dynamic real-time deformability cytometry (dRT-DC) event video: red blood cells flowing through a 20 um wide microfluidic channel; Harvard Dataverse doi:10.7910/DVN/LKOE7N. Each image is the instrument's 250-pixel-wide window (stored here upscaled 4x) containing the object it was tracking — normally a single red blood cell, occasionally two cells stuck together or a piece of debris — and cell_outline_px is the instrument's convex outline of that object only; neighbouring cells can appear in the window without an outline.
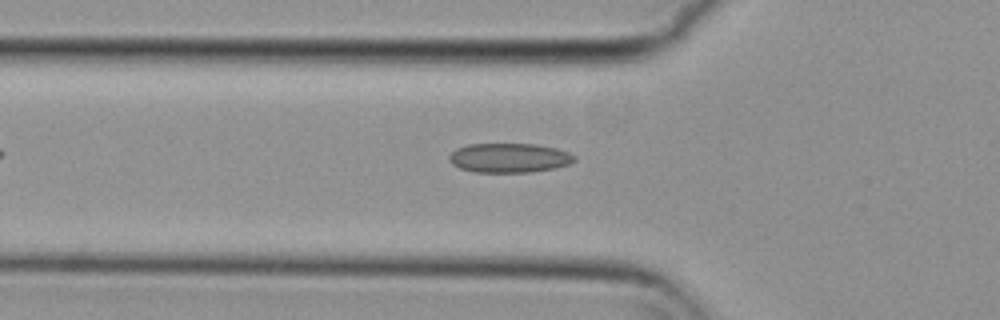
{"species": "common noctule bat (a hibernating species)", "species_latin": "Nyctalus noctula", "temperature_condition": "cold", "stored_images_in_passage": 42, "camera_frame_rate_fps": 3000, "um_per_image_px": 0.085, "animal": {"sex": "female", "body_mass_g": 29.2, "forearm_length_mm": 56.3}, "frame": {"image": 1, "passage_image": 6, "time_ms": 1.667, "image_size_px": [1000, 320], "cell_outline_px": [[576, 160], [568, 164], [552, 168], [528, 172], [472, 172], [460, 168], [452, 164], [448, 160], [448, 156], [456, 148], [468, 144], [536, 144], [556, 148], [568, 152], [576, 156]], "centroid_in_image_um": [43.25, 13.41], "position_along_channel_um": 82.6, "area_um2": 21.44}}
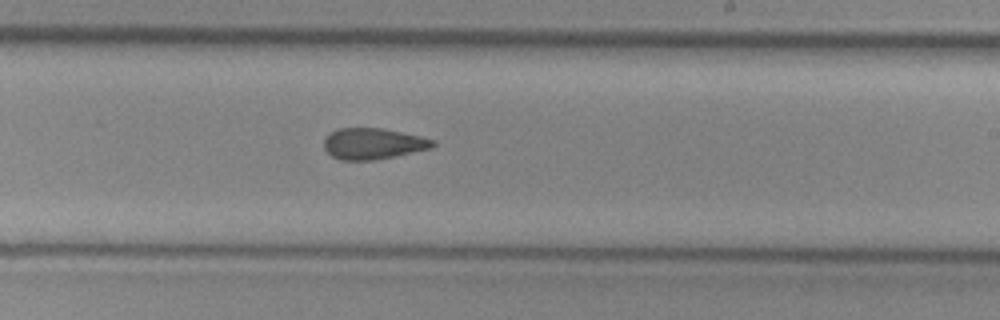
{"frame": {"image": 2, "passage_image": 20, "time_ms": 6.333, "image_size_px": [1000, 320], "cell_outline_px": [[436, 144], [432, 148], [396, 156], [376, 160], [340, 160], [332, 156], [324, 148], [324, 140], [332, 132], [340, 128], [380, 128], [420, 136], [432, 140]], "centroid_in_image_um": [31.71, 12.22], "position_along_channel_um": 257.3, "area_um2": 19.54}}
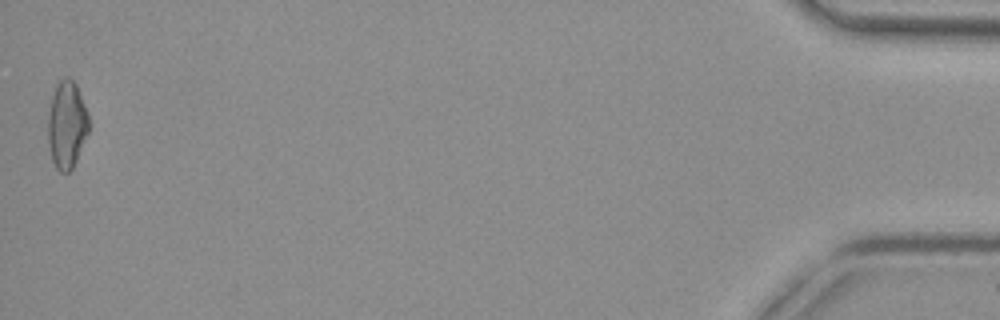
{"frame": {"image": 3, "passage_image": 42, "time_ms": 13.667, "image_size_px": [1000, 320], "cell_outline_px": [[88, 132], [76, 160], [72, 168], [68, 172], [60, 172], [56, 168], [52, 160], [48, 144], [48, 116], [52, 96], [56, 84], [64, 76], [68, 76], [76, 84], [88, 116]], "centroid_in_image_um": [5.65, 10.6], "position_along_channel_um": 429.5, "area_um2": 20.52}, "authors_computed_cell_mechanics": {"area_um2": 20.23, "velocity_mm_per_s": 3.7358, "shape_relaxation_time_tau1_ms": null, "shape_relaxation_time_tau2_ms": 3.6527, "deformation_change_tau1": null, "deformation_change_tau2": 0.0961}}